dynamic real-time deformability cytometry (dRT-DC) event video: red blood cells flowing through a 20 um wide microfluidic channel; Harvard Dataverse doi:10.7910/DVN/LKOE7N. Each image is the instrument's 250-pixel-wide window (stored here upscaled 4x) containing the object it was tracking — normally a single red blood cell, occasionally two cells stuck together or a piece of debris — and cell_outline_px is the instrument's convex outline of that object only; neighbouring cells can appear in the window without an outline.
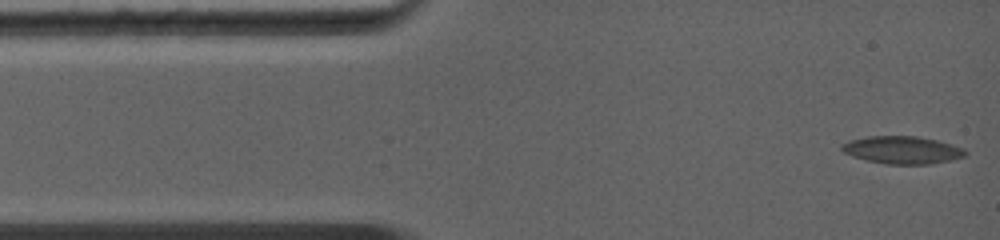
{"species": "common noctule bat (a hibernating species)", "species_latin": "Nyctalus noctula", "temperature_condition": "warm", "stored_images_in_passage": 34, "camera_frame_rate_fps": 5000, "um_per_image_px": 0.085, "animal": {"sex": "female", "body_mass_g": 19.0, "forearm_length_mm": 56.7}, "frame": {"image": 1, "passage_image": 1, "time_ms": 0.0, "image_size_px": [1000, 240], "cell_outline_px": [[968, 152], [964, 156], [932, 164], [888, 164], [868, 160], [852, 156], [844, 152], [840, 148], [840, 144], [852, 140], [868, 136], [916, 136], [936, 140], [952, 144], [964, 148]], "centroid_in_image_um": [76.7, 12.74], "position_along_channel_um": 8.3, "area_um2": 19.71}}
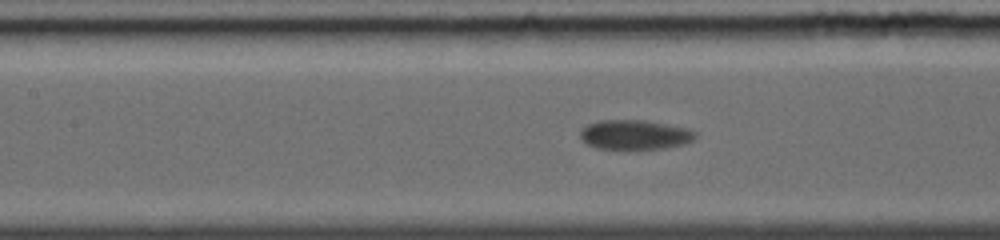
{"frame": {"image": 2, "passage_image": 15, "time_ms": 5.0, "image_size_px": [1000, 240], "cell_outline_px": [[696, 136], [692, 140], [684, 144], [664, 148], [596, 148], [588, 144], [580, 136], [580, 132], [588, 124], [600, 120], [644, 120], [688, 128], [696, 132]], "centroid_in_image_um": [53.98, 11.43], "position_along_channel_um": 153.4, "area_um2": 19.48}}
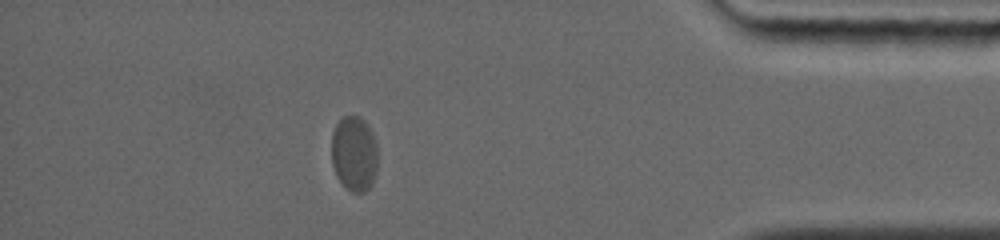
{"frame": {"image": 3, "passage_image": 29, "time_ms": 11.8, "image_size_px": [1000, 240], "cell_outline_px": [[376, 168], [372, 184], [364, 192], [352, 192], [336, 176], [332, 164], [332, 132], [336, 124], [344, 116], [360, 116], [368, 124], [372, 132], [376, 144]], "centroid_in_image_um": [30.09, 13.03], "position_along_channel_um": 405.1, "area_um2": 20.11}, "authors_computed_cell_mechanics": {"area_um2": 19.8254, "velocity_mm_per_s": 4.2915, "shape_relaxation_time_tau1_ms": 1.8633, "shape_relaxation_time_tau2_ms": null, "deformation_change_tau1": 0.0914, "deformation_change_tau2": null}}